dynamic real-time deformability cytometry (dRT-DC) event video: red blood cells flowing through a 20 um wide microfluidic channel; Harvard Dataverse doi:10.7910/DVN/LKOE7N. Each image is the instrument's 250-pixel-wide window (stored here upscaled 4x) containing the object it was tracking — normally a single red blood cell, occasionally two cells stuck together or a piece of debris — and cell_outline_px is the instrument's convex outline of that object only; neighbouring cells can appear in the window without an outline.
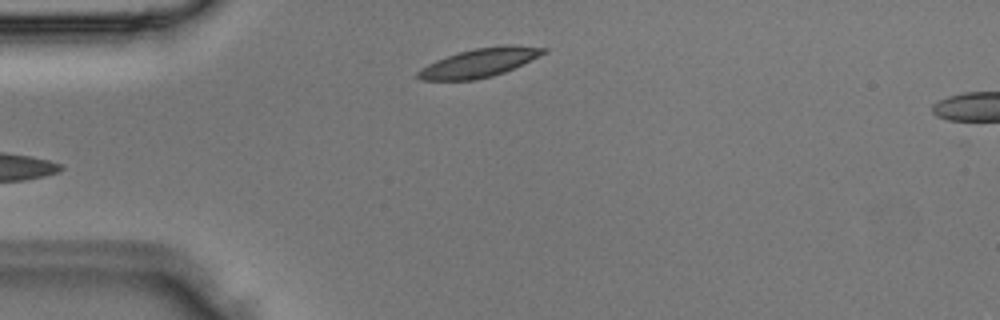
{"species": "Egyptian fruit bat (a non-hibernating species)", "species_latin": "Rousettus aegyptiacus", "temperature_condition": "room temperature", "stored_images_in_passage": 3, "camera_frame_rate_fps": 3000, "um_per_image_px": 0.085, "animal": {"sex": "male"}, "frame": {"image": 1, "passage_image": 2, "time_ms": 0.333, "image_size_px": [1000, 320], "cell_outline_px": [[548, 52], [504, 72], [492, 76], [476, 80], [420, 80], [416, 76], [416, 72], [420, 68], [436, 60], [460, 52], [476, 48], [504, 44], [512, 44], [548, 48]], "centroid_in_image_um": [40.76, 5.32], "position_along_channel_um": 44.2, "area_um2": 21.04}}